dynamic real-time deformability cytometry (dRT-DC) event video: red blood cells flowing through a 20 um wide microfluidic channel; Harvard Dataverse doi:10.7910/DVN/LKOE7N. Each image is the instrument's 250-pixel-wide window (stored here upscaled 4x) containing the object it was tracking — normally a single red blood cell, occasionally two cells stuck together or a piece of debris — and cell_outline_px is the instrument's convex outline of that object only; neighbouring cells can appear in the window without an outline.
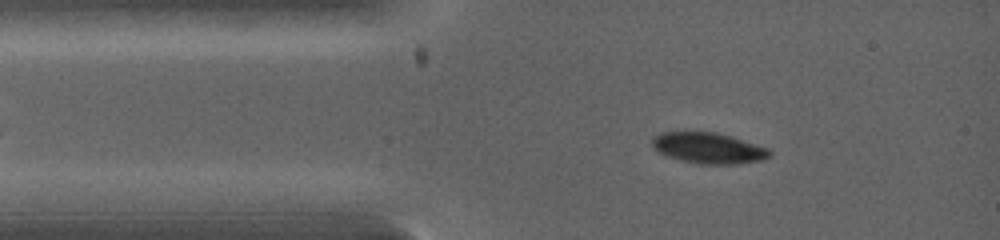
{"species": "common noctule bat (a hibernating species)", "species_latin": "Nyctalus noctula", "temperature_condition": "warm", "stored_images_in_passage": 12, "camera_frame_rate_fps": 5000, "um_per_image_px": 0.085, "animal": {"sex": "female", "body_mass_g": 19.0, "forearm_length_mm": 53.3}, "frame": {"image": 1, "passage_image": 4, "time_ms": 1.0, "image_size_px": [1000, 240], "cell_outline_px": [[772, 156], [760, 160], [736, 164], [700, 164], [680, 160], [668, 156], [660, 152], [652, 144], [652, 136], [660, 132], [684, 128], [716, 132], [732, 136], [768, 148], [772, 152]], "centroid_in_image_um": [60.17, 12.52], "position_along_channel_um": 24.8, "area_um2": 21.91}}
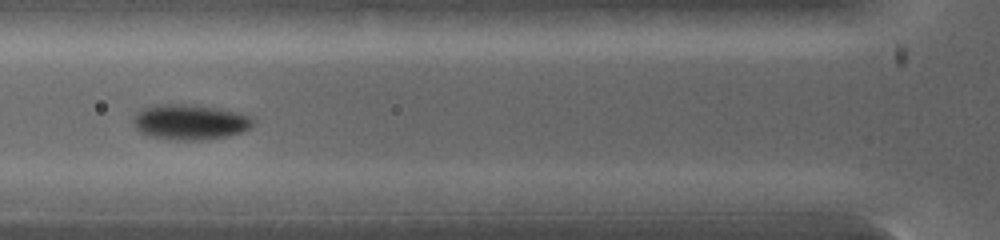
{"frame": {"image": 2, "passage_image": 9, "time_ms": 2.8, "image_size_px": [1000, 240], "cell_outline_px": [[256, 120], [248, 128], [240, 132], [224, 136], [200, 140], [172, 140], [152, 136], [140, 132], [132, 124], [132, 120], [140, 108], [152, 104], [200, 104], [240, 112], [252, 116]], "centroid_in_image_um": [16.13, 10.34], "position_along_channel_um": 109.7, "area_um2": 25.03}}
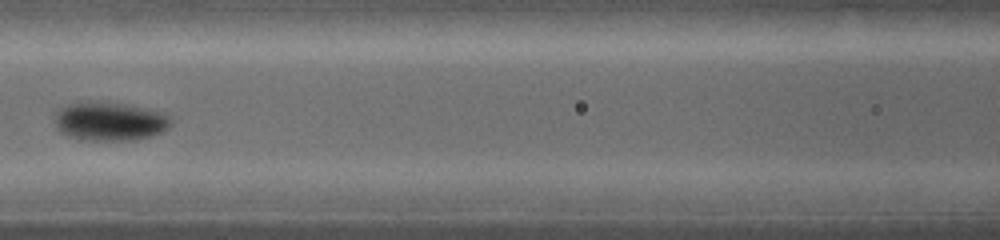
{"frame": {"image": 3, "passage_image": 11, "time_ms": 3.6, "image_size_px": [1000, 240], "cell_outline_px": [[172, 120], [168, 128], [160, 132], [148, 136], [132, 140], [88, 140], [68, 136], [56, 124], [56, 108], [64, 104], [76, 100], [108, 100], [132, 104], [168, 116]], "centroid_in_image_um": [9.26, 10.24], "position_along_channel_um": 157.3, "area_um2": 26.59}}